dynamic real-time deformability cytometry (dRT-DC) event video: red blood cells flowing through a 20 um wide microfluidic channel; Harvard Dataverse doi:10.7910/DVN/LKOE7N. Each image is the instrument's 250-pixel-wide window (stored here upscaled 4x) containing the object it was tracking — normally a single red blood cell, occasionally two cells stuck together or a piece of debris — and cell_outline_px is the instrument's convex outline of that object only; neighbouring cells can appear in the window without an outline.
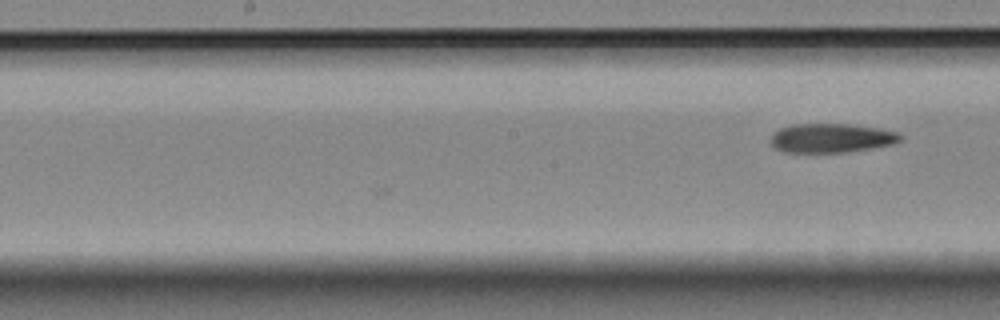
{"species": "Egyptian fruit bat (a non-hibernating species)", "species_latin": "Rousettus aegyptiacus", "temperature_condition": "room temperature", "stored_images_in_passage": 16, "camera_frame_rate_fps": 3000, "um_per_image_px": 0.085, "animal": {"sex": "female"}, "frame": {"image": 1, "passage_image": 16, "time_ms": 5.0, "image_size_px": [1000, 320], "cell_outline_px": [[904, 140], [896, 144], [848, 152], [784, 152], [776, 148], [772, 144], [772, 132], [780, 128], [792, 124], [848, 124], [880, 128], [900, 132], [904, 136]], "centroid_in_image_um": [70.76, 11.73], "position_along_channel_um": 177.4, "area_um2": 22.31}}